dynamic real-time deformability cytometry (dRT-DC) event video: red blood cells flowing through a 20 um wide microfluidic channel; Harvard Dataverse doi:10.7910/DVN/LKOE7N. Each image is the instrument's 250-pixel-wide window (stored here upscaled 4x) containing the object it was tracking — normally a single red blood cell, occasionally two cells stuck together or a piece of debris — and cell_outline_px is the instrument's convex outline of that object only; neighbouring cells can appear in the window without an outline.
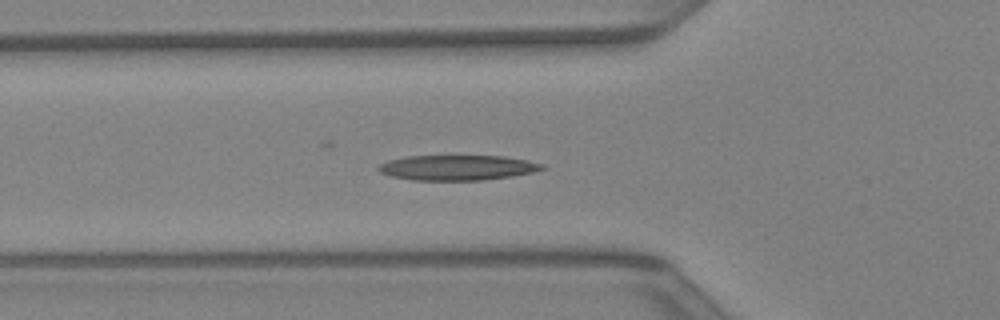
{"species": "Egyptian fruit bat (a non-hibernating species)", "species_latin": "Rousettus aegyptiacus", "temperature_condition": "warm", "stored_images_in_passage": 34, "camera_frame_rate_fps": 3000, "um_per_image_px": 0.085, "animal": {"sex": "female"}, "frame": {"image": 1, "passage_image": 8, "time_ms": 2.333, "image_size_px": [1000, 320], "cell_outline_px": [[544, 168], [536, 172], [512, 176], [484, 180], [412, 180], [392, 176], [380, 172], [376, 168], [380, 164], [388, 160], [404, 156], [504, 156], [544, 164]], "centroid_in_image_um": [38.86, 14.25], "position_along_channel_um": 86.9, "area_um2": 23.99}}
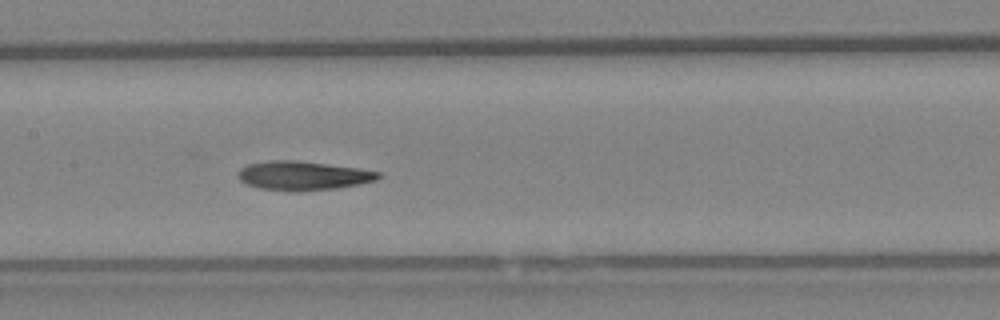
{"frame": {"image": 2, "passage_image": 14, "time_ms": 4.333, "image_size_px": [1000, 320], "cell_outline_px": [[384, 176], [376, 180], [360, 184], [336, 188], [300, 192], [260, 188], [248, 184], [240, 180], [236, 176], [240, 168], [248, 164], [272, 160], [296, 160], [328, 164], [356, 168], [380, 172]], "centroid_in_image_um": [25.77, 14.93], "position_along_channel_um": 181.6, "area_um2": 23.76}}
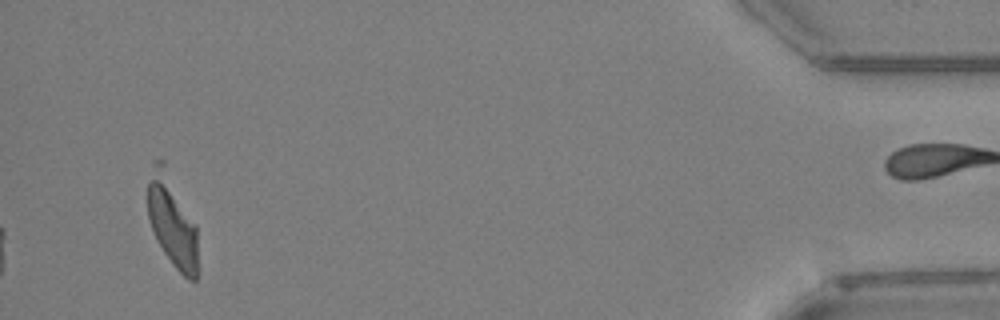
{"frame": {"image": 3, "passage_image": 34, "time_ms": 11.0, "image_size_px": [1000, 320], "cell_outline_px": [[196, 280], [188, 280], [172, 264], [156, 240], [148, 216], [148, 184], [152, 180], [156, 180], [168, 192], [196, 224]], "centroid_in_image_um": [14.7, 19.53], "position_along_channel_um": 420.5, "area_um2": 21.27}}